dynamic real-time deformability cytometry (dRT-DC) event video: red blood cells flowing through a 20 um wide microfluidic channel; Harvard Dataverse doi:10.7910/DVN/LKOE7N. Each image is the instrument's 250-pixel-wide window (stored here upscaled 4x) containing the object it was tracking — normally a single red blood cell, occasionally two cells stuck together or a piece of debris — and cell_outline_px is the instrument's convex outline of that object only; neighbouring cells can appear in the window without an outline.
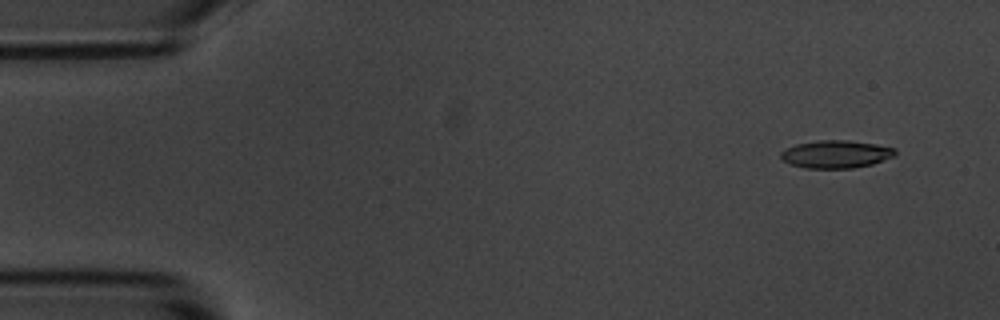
{"species": "common noctule bat (a hibernating species)", "species_latin": "Nyctalus noctula", "temperature_condition": "room temperature", "stored_images_in_passage": 54, "camera_frame_rate_fps": 3000, "um_per_image_px": 0.085, "animal": {"sex": "male", "body_mass_g": 20.1, "forearm_length_mm": 53.5}, "frame": {"image": 1, "passage_image": 4, "time_ms": 1.0, "image_size_px": [1000, 320], "cell_outline_px": [[896, 156], [872, 164], [852, 168], [804, 168], [792, 164], [784, 160], [780, 156], [780, 152], [784, 148], [796, 144], [816, 140], [848, 140], [876, 144], [896, 148]], "centroid_in_image_um": [71.07, 13.09], "position_along_channel_um": 13.9, "area_um2": 18.61}}
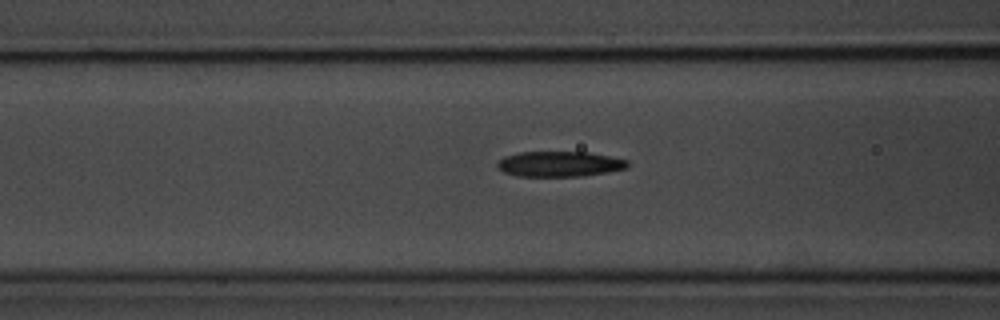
{"frame": {"image": 2, "passage_image": 21, "time_ms": 6.667, "image_size_px": [1000, 320], "cell_outline_px": [[628, 168], [580, 176], [516, 176], [504, 172], [496, 168], [496, 164], [504, 156], [520, 152], [588, 152], [628, 160]], "centroid_in_image_um": [47.51, 13.94], "position_along_channel_um": 119.1, "area_um2": 19.13}}
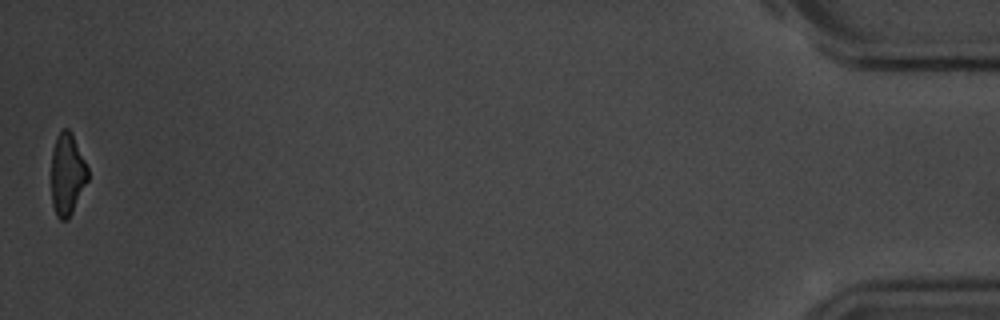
{"frame": {"image": 3, "passage_image": 54, "time_ms": 17.667, "image_size_px": [1000, 320], "cell_outline_px": [[88, 180], [68, 220], [60, 220], [56, 216], [52, 204], [52, 148], [56, 136], [64, 128], [68, 128], [72, 132], [88, 168]], "centroid_in_image_um": [5.71, 14.8], "position_along_channel_um": 429.5, "area_um2": 17.46}, "authors_computed_cell_mechanics": {"area_um2": 19.363, "velocity_mm_per_s": 3.6947, "shape_relaxation_time_tau1_ms": 3.2188, "shape_relaxation_time_tau2_ms": 2.2187, "deformation_change_tau1": 0.1557, "deformation_change_tau2": 0.1016}}